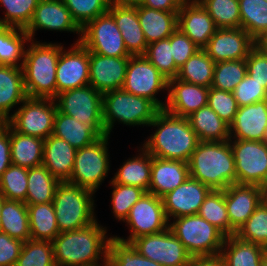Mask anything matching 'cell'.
<instances>
[{"label": "cell", "mask_w": 267, "mask_h": 266, "mask_svg": "<svg viewBox=\"0 0 267 266\" xmlns=\"http://www.w3.org/2000/svg\"><path fill=\"white\" fill-rule=\"evenodd\" d=\"M107 230L96 220L83 228L60 233L52 241L55 265L93 266L106 260L113 236Z\"/></svg>", "instance_id": "1"}, {"label": "cell", "mask_w": 267, "mask_h": 266, "mask_svg": "<svg viewBox=\"0 0 267 266\" xmlns=\"http://www.w3.org/2000/svg\"><path fill=\"white\" fill-rule=\"evenodd\" d=\"M151 126L156 131L141 144L150 155L189 162L199 139L187 118L177 117L161 109L148 125Z\"/></svg>", "instance_id": "2"}, {"label": "cell", "mask_w": 267, "mask_h": 266, "mask_svg": "<svg viewBox=\"0 0 267 266\" xmlns=\"http://www.w3.org/2000/svg\"><path fill=\"white\" fill-rule=\"evenodd\" d=\"M189 176L209 186L224 190L236 184V169L230 141H199L188 162Z\"/></svg>", "instance_id": "3"}, {"label": "cell", "mask_w": 267, "mask_h": 266, "mask_svg": "<svg viewBox=\"0 0 267 266\" xmlns=\"http://www.w3.org/2000/svg\"><path fill=\"white\" fill-rule=\"evenodd\" d=\"M62 43L29 40L22 65L27 97L56 98V68Z\"/></svg>", "instance_id": "4"}, {"label": "cell", "mask_w": 267, "mask_h": 266, "mask_svg": "<svg viewBox=\"0 0 267 266\" xmlns=\"http://www.w3.org/2000/svg\"><path fill=\"white\" fill-rule=\"evenodd\" d=\"M102 110L105 131L111 135L117 122L129 127H148L161 109L146 97L119 89L103 94Z\"/></svg>", "instance_id": "5"}, {"label": "cell", "mask_w": 267, "mask_h": 266, "mask_svg": "<svg viewBox=\"0 0 267 266\" xmlns=\"http://www.w3.org/2000/svg\"><path fill=\"white\" fill-rule=\"evenodd\" d=\"M94 196V192L67 181L57 185L52 203L60 233L83 228L98 220Z\"/></svg>", "instance_id": "6"}, {"label": "cell", "mask_w": 267, "mask_h": 266, "mask_svg": "<svg viewBox=\"0 0 267 266\" xmlns=\"http://www.w3.org/2000/svg\"><path fill=\"white\" fill-rule=\"evenodd\" d=\"M172 221L169 222V228L192 257L221 253L226 236L200 215L181 216Z\"/></svg>", "instance_id": "7"}, {"label": "cell", "mask_w": 267, "mask_h": 266, "mask_svg": "<svg viewBox=\"0 0 267 266\" xmlns=\"http://www.w3.org/2000/svg\"><path fill=\"white\" fill-rule=\"evenodd\" d=\"M110 135L100 136L92 144L76 150L70 184L94 193L110 173L109 139Z\"/></svg>", "instance_id": "8"}, {"label": "cell", "mask_w": 267, "mask_h": 266, "mask_svg": "<svg viewBox=\"0 0 267 266\" xmlns=\"http://www.w3.org/2000/svg\"><path fill=\"white\" fill-rule=\"evenodd\" d=\"M56 112L54 99L27 97L5 122L20 134L45 140L53 134Z\"/></svg>", "instance_id": "9"}, {"label": "cell", "mask_w": 267, "mask_h": 266, "mask_svg": "<svg viewBox=\"0 0 267 266\" xmlns=\"http://www.w3.org/2000/svg\"><path fill=\"white\" fill-rule=\"evenodd\" d=\"M57 109L90 126L99 136L106 135L103 123V94L87 85L64 91L54 99Z\"/></svg>", "instance_id": "10"}, {"label": "cell", "mask_w": 267, "mask_h": 266, "mask_svg": "<svg viewBox=\"0 0 267 266\" xmlns=\"http://www.w3.org/2000/svg\"><path fill=\"white\" fill-rule=\"evenodd\" d=\"M233 152L236 183L267 185V141L230 139Z\"/></svg>", "instance_id": "11"}, {"label": "cell", "mask_w": 267, "mask_h": 266, "mask_svg": "<svg viewBox=\"0 0 267 266\" xmlns=\"http://www.w3.org/2000/svg\"><path fill=\"white\" fill-rule=\"evenodd\" d=\"M122 89L136 96L153 101L160 109L165 102L156 96L159 92L168 93V79L143 55L130 56Z\"/></svg>", "instance_id": "12"}, {"label": "cell", "mask_w": 267, "mask_h": 266, "mask_svg": "<svg viewBox=\"0 0 267 266\" xmlns=\"http://www.w3.org/2000/svg\"><path fill=\"white\" fill-rule=\"evenodd\" d=\"M124 222L130 232L127 239L113 236L129 243L137 237L160 233L169 228L162 198L148 192L133 205Z\"/></svg>", "instance_id": "13"}, {"label": "cell", "mask_w": 267, "mask_h": 266, "mask_svg": "<svg viewBox=\"0 0 267 266\" xmlns=\"http://www.w3.org/2000/svg\"><path fill=\"white\" fill-rule=\"evenodd\" d=\"M80 42L88 51L108 57H130L113 16L106 12L81 29Z\"/></svg>", "instance_id": "14"}, {"label": "cell", "mask_w": 267, "mask_h": 266, "mask_svg": "<svg viewBox=\"0 0 267 266\" xmlns=\"http://www.w3.org/2000/svg\"><path fill=\"white\" fill-rule=\"evenodd\" d=\"M131 244L148 259L162 266H188L192 256L170 228L135 238Z\"/></svg>", "instance_id": "15"}, {"label": "cell", "mask_w": 267, "mask_h": 266, "mask_svg": "<svg viewBox=\"0 0 267 266\" xmlns=\"http://www.w3.org/2000/svg\"><path fill=\"white\" fill-rule=\"evenodd\" d=\"M62 45L56 68V97L58 94L89 85V51L81 43Z\"/></svg>", "instance_id": "16"}, {"label": "cell", "mask_w": 267, "mask_h": 266, "mask_svg": "<svg viewBox=\"0 0 267 266\" xmlns=\"http://www.w3.org/2000/svg\"><path fill=\"white\" fill-rule=\"evenodd\" d=\"M59 31L76 33L78 39L74 43H79L81 40V28L73 20L70 11L61 0H40L33 18L25 29L31 40L36 36V31Z\"/></svg>", "instance_id": "17"}, {"label": "cell", "mask_w": 267, "mask_h": 266, "mask_svg": "<svg viewBox=\"0 0 267 266\" xmlns=\"http://www.w3.org/2000/svg\"><path fill=\"white\" fill-rule=\"evenodd\" d=\"M253 47V38L244 29L218 28L203 49L217 63L246 59Z\"/></svg>", "instance_id": "18"}, {"label": "cell", "mask_w": 267, "mask_h": 266, "mask_svg": "<svg viewBox=\"0 0 267 266\" xmlns=\"http://www.w3.org/2000/svg\"><path fill=\"white\" fill-rule=\"evenodd\" d=\"M211 190L209 186L189 176L180 186L162 197L168 221L197 214Z\"/></svg>", "instance_id": "19"}, {"label": "cell", "mask_w": 267, "mask_h": 266, "mask_svg": "<svg viewBox=\"0 0 267 266\" xmlns=\"http://www.w3.org/2000/svg\"><path fill=\"white\" fill-rule=\"evenodd\" d=\"M209 88L187 83L177 78L168 80L164 110L177 117L187 118L208 105Z\"/></svg>", "instance_id": "20"}, {"label": "cell", "mask_w": 267, "mask_h": 266, "mask_svg": "<svg viewBox=\"0 0 267 266\" xmlns=\"http://www.w3.org/2000/svg\"><path fill=\"white\" fill-rule=\"evenodd\" d=\"M129 57H108L89 51V85L104 94L122 89Z\"/></svg>", "instance_id": "21"}, {"label": "cell", "mask_w": 267, "mask_h": 266, "mask_svg": "<svg viewBox=\"0 0 267 266\" xmlns=\"http://www.w3.org/2000/svg\"><path fill=\"white\" fill-rule=\"evenodd\" d=\"M177 28L203 49L218 29L198 0H186L178 12Z\"/></svg>", "instance_id": "22"}, {"label": "cell", "mask_w": 267, "mask_h": 266, "mask_svg": "<svg viewBox=\"0 0 267 266\" xmlns=\"http://www.w3.org/2000/svg\"><path fill=\"white\" fill-rule=\"evenodd\" d=\"M263 201V187L248 184H231L225 189V204L231 227L238 229Z\"/></svg>", "instance_id": "23"}, {"label": "cell", "mask_w": 267, "mask_h": 266, "mask_svg": "<svg viewBox=\"0 0 267 266\" xmlns=\"http://www.w3.org/2000/svg\"><path fill=\"white\" fill-rule=\"evenodd\" d=\"M229 129L230 139L267 141V99L239 107Z\"/></svg>", "instance_id": "24"}, {"label": "cell", "mask_w": 267, "mask_h": 266, "mask_svg": "<svg viewBox=\"0 0 267 266\" xmlns=\"http://www.w3.org/2000/svg\"><path fill=\"white\" fill-rule=\"evenodd\" d=\"M188 177L189 165L187 162L152 156L148 193L162 198L168 192L180 186Z\"/></svg>", "instance_id": "25"}, {"label": "cell", "mask_w": 267, "mask_h": 266, "mask_svg": "<svg viewBox=\"0 0 267 266\" xmlns=\"http://www.w3.org/2000/svg\"><path fill=\"white\" fill-rule=\"evenodd\" d=\"M108 12L122 34L127 52L131 56L143 55L148 44L139 23L137 6L111 3Z\"/></svg>", "instance_id": "26"}, {"label": "cell", "mask_w": 267, "mask_h": 266, "mask_svg": "<svg viewBox=\"0 0 267 266\" xmlns=\"http://www.w3.org/2000/svg\"><path fill=\"white\" fill-rule=\"evenodd\" d=\"M75 154L76 149L67 141L50 135L44 140L42 165L60 182L68 181L72 175Z\"/></svg>", "instance_id": "27"}, {"label": "cell", "mask_w": 267, "mask_h": 266, "mask_svg": "<svg viewBox=\"0 0 267 266\" xmlns=\"http://www.w3.org/2000/svg\"><path fill=\"white\" fill-rule=\"evenodd\" d=\"M26 98L22 67L0 65V122H5Z\"/></svg>", "instance_id": "28"}, {"label": "cell", "mask_w": 267, "mask_h": 266, "mask_svg": "<svg viewBox=\"0 0 267 266\" xmlns=\"http://www.w3.org/2000/svg\"><path fill=\"white\" fill-rule=\"evenodd\" d=\"M179 11H162L137 5L140 26L147 44L169 38L177 29Z\"/></svg>", "instance_id": "29"}, {"label": "cell", "mask_w": 267, "mask_h": 266, "mask_svg": "<svg viewBox=\"0 0 267 266\" xmlns=\"http://www.w3.org/2000/svg\"><path fill=\"white\" fill-rule=\"evenodd\" d=\"M138 154L123 162L111 178L117 184L137 186L148 192L151 180L152 155L142 146ZM140 148V149H139Z\"/></svg>", "instance_id": "30"}, {"label": "cell", "mask_w": 267, "mask_h": 266, "mask_svg": "<svg viewBox=\"0 0 267 266\" xmlns=\"http://www.w3.org/2000/svg\"><path fill=\"white\" fill-rule=\"evenodd\" d=\"M199 141L230 140L229 125L225 123L208 105L201 107L187 117Z\"/></svg>", "instance_id": "31"}, {"label": "cell", "mask_w": 267, "mask_h": 266, "mask_svg": "<svg viewBox=\"0 0 267 266\" xmlns=\"http://www.w3.org/2000/svg\"><path fill=\"white\" fill-rule=\"evenodd\" d=\"M10 144L12 164L27 169L42 165L43 139L20 134L10 127Z\"/></svg>", "instance_id": "32"}, {"label": "cell", "mask_w": 267, "mask_h": 266, "mask_svg": "<svg viewBox=\"0 0 267 266\" xmlns=\"http://www.w3.org/2000/svg\"><path fill=\"white\" fill-rule=\"evenodd\" d=\"M52 135L67 141L76 150L92 144L100 137L90 126L61 113L58 109Z\"/></svg>", "instance_id": "33"}, {"label": "cell", "mask_w": 267, "mask_h": 266, "mask_svg": "<svg viewBox=\"0 0 267 266\" xmlns=\"http://www.w3.org/2000/svg\"><path fill=\"white\" fill-rule=\"evenodd\" d=\"M264 251V247L233 235L225 238L220 255L226 266H261Z\"/></svg>", "instance_id": "34"}, {"label": "cell", "mask_w": 267, "mask_h": 266, "mask_svg": "<svg viewBox=\"0 0 267 266\" xmlns=\"http://www.w3.org/2000/svg\"><path fill=\"white\" fill-rule=\"evenodd\" d=\"M30 239L52 242L59 234L52 202L27 205Z\"/></svg>", "instance_id": "35"}, {"label": "cell", "mask_w": 267, "mask_h": 266, "mask_svg": "<svg viewBox=\"0 0 267 266\" xmlns=\"http://www.w3.org/2000/svg\"><path fill=\"white\" fill-rule=\"evenodd\" d=\"M29 40L25 29L0 25V65L22 67Z\"/></svg>", "instance_id": "36"}, {"label": "cell", "mask_w": 267, "mask_h": 266, "mask_svg": "<svg viewBox=\"0 0 267 266\" xmlns=\"http://www.w3.org/2000/svg\"><path fill=\"white\" fill-rule=\"evenodd\" d=\"M1 232L23 242L30 240L29 213L25 202L5 200L1 209Z\"/></svg>", "instance_id": "37"}, {"label": "cell", "mask_w": 267, "mask_h": 266, "mask_svg": "<svg viewBox=\"0 0 267 266\" xmlns=\"http://www.w3.org/2000/svg\"><path fill=\"white\" fill-rule=\"evenodd\" d=\"M27 196L25 203L41 204L53 202L60 181L43 165L28 169Z\"/></svg>", "instance_id": "38"}, {"label": "cell", "mask_w": 267, "mask_h": 266, "mask_svg": "<svg viewBox=\"0 0 267 266\" xmlns=\"http://www.w3.org/2000/svg\"><path fill=\"white\" fill-rule=\"evenodd\" d=\"M215 64L205 50L200 49L179 68L176 78L187 83L210 88Z\"/></svg>", "instance_id": "39"}, {"label": "cell", "mask_w": 267, "mask_h": 266, "mask_svg": "<svg viewBox=\"0 0 267 266\" xmlns=\"http://www.w3.org/2000/svg\"><path fill=\"white\" fill-rule=\"evenodd\" d=\"M197 214L219 229L226 237L236 235L227 213L225 189L211 190Z\"/></svg>", "instance_id": "40"}, {"label": "cell", "mask_w": 267, "mask_h": 266, "mask_svg": "<svg viewBox=\"0 0 267 266\" xmlns=\"http://www.w3.org/2000/svg\"><path fill=\"white\" fill-rule=\"evenodd\" d=\"M240 8L241 28L253 39L267 30V1L238 0Z\"/></svg>", "instance_id": "41"}, {"label": "cell", "mask_w": 267, "mask_h": 266, "mask_svg": "<svg viewBox=\"0 0 267 266\" xmlns=\"http://www.w3.org/2000/svg\"><path fill=\"white\" fill-rule=\"evenodd\" d=\"M40 0H0V8L5 10L0 16V25L26 29Z\"/></svg>", "instance_id": "42"}, {"label": "cell", "mask_w": 267, "mask_h": 266, "mask_svg": "<svg viewBox=\"0 0 267 266\" xmlns=\"http://www.w3.org/2000/svg\"><path fill=\"white\" fill-rule=\"evenodd\" d=\"M217 28H241L238 0H198Z\"/></svg>", "instance_id": "43"}, {"label": "cell", "mask_w": 267, "mask_h": 266, "mask_svg": "<svg viewBox=\"0 0 267 266\" xmlns=\"http://www.w3.org/2000/svg\"><path fill=\"white\" fill-rule=\"evenodd\" d=\"M109 184L112 186L111 212L116 220L124 223L133 205L146 191L137 186L117 184L112 179Z\"/></svg>", "instance_id": "44"}, {"label": "cell", "mask_w": 267, "mask_h": 266, "mask_svg": "<svg viewBox=\"0 0 267 266\" xmlns=\"http://www.w3.org/2000/svg\"><path fill=\"white\" fill-rule=\"evenodd\" d=\"M247 74L246 60H228L215 64L211 87L233 92Z\"/></svg>", "instance_id": "45"}, {"label": "cell", "mask_w": 267, "mask_h": 266, "mask_svg": "<svg viewBox=\"0 0 267 266\" xmlns=\"http://www.w3.org/2000/svg\"><path fill=\"white\" fill-rule=\"evenodd\" d=\"M143 56L168 80L177 77L179 68L172 56L171 36L148 44Z\"/></svg>", "instance_id": "46"}, {"label": "cell", "mask_w": 267, "mask_h": 266, "mask_svg": "<svg viewBox=\"0 0 267 266\" xmlns=\"http://www.w3.org/2000/svg\"><path fill=\"white\" fill-rule=\"evenodd\" d=\"M235 236L267 249V204L265 201L260 203L254 213L238 229Z\"/></svg>", "instance_id": "47"}, {"label": "cell", "mask_w": 267, "mask_h": 266, "mask_svg": "<svg viewBox=\"0 0 267 266\" xmlns=\"http://www.w3.org/2000/svg\"><path fill=\"white\" fill-rule=\"evenodd\" d=\"M107 258L113 266H162L141 255L131 243L114 236L109 241Z\"/></svg>", "instance_id": "48"}, {"label": "cell", "mask_w": 267, "mask_h": 266, "mask_svg": "<svg viewBox=\"0 0 267 266\" xmlns=\"http://www.w3.org/2000/svg\"><path fill=\"white\" fill-rule=\"evenodd\" d=\"M15 266H56L52 242L33 239L25 241Z\"/></svg>", "instance_id": "49"}, {"label": "cell", "mask_w": 267, "mask_h": 266, "mask_svg": "<svg viewBox=\"0 0 267 266\" xmlns=\"http://www.w3.org/2000/svg\"><path fill=\"white\" fill-rule=\"evenodd\" d=\"M28 169L11 164L0 178V191L6 200L26 201Z\"/></svg>", "instance_id": "50"}, {"label": "cell", "mask_w": 267, "mask_h": 266, "mask_svg": "<svg viewBox=\"0 0 267 266\" xmlns=\"http://www.w3.org/2000/svg\"><path fill=\"white\" fill-rule=\"evenodd\" d=\"M82 29L89 21L108 12L111 0H61Z\"/></svg>", "instance_id": "51"}, {"label": "cell", "mask_w": 267, "mask_h": 266, "mask_svg": "<svg viewBox=\"0 0 267 266\" xmlns=\"http://www.w3.org/2000/svg\"><path fill=\"white\" fill-rule=\"evenodd\" d=\"M208 106L229 126L231 125L239 106L233 92L209 88Z\"/></svg>", "instance_id": "52"}, {"label": "cell", "mask_w": 267, "mask_h": 266, "mask_svg": "<svg viewBox=\"0 0 267 266\" xmlns=\"http://www.w3.org/2000/svg\"><path fill=\"white\" fill-rule=\"evenodd\" d=\"M233 94L239 107L267 99V91L248 74L235 87Z\"/></svg>", "instance_id": "53"}, {"label": "cell", "mask_w": 267, "mask_h": 266, "mask_svg": "<svg viewBox=\"0 0 267 266\" xmlns=\"http://www.w3.org/2000/svg\"><path fill=\"white\" fill-rule=\"evenodd\" d=\"M171 47L172 56L178 68L201 49L178 28L171 35Z\"/></svg>", "instance_id": "54"}, {"label": "cell", "mask_w": 267, "mask_h": 266, "mask_svg": "<svg viewBox=\"0 0 267 266\" xmlns=\"http://www.w3.org/2000/svg\"><path fill=\"white\" fill-rule=\"evenodd\" d=\"M245 60L247 74L267 91V54L253 47Z\"/></svg>", "instance_id": "55"}, {"label": "cell", "mask_w": 267, "mask_h": 266, "mask_svg": "<svg viewBox=\"0 0 267 266\" xmlns=\"http://www.w3.org/2000/svg\"><path fill=\"white\" fill-rule=\"evenodd\" d=\"M23 243L19 239L0 232V266H15Z\"/></svg>", "instance_id": "56"}, {"label": "cell", "mask_w": 267, "mask_h": 266, "mask_svg": "<svg viewBox=\"0 0 267 266\" xmlns=\"http://www.w3.org/2000/svg\"><path fill=\"white\" fill-rule=\"evenodd\" d=\"M11 164L10 126L0 122V178Z\"/></svg>", "instance_id": "57"}, {"label": "cell", "mask_w": 267, "mask_h": 266, "mask_svg": "<svg viewBox=\"0 0 267 266\" xmlns=\"http://www.w3.org/2000/svg\"><path fill=\"white\" fill-rule=\"evenodd\" d=\"M186 0H143L142 6L162 11H179Z\"/></svg>", "instance_id": "58"}, {"label": "cell", "mask_w": 267, "mask_h": 266, "mask_svg": "<svg viewBox=\"0 0 267 266\" xmlns=\"http://www.w3.org/2000/svg\"><path fill=\"white\" fill-rule=\"evenodd\" d=\"M188 266H226V265L223 257L219 254L215 256L192 257Z\"/></svg>", "instance_id": "59"}, {"label": "cell", "mask_w": 267, "mask_h": 266, "mask_svg": "<svg viewBox=\"0 0 267 266\" xmlns=\"http://www.w3.org/2000/svg\"><path fill=\"white\" fill-rule=\"evenodd\" d=\"M254 48L259 52L267 54V30L261 32L258 36L253 39Z\"/></svg>", "instance_id": "60"}, {"label": "cell", "mask_w": 267, "mask_h": 266, "mask_svg": "<svg viewBox=\"0 0 267 266\" xmlns=\"http://www.w3.org/2000/svg\"><path fill=\"white\" fill-rule=\"evenodd\" d=\"M112 3L125 6H137L141 5L143 0H111Z\"/></svg>", "instance_id": "61"}, {"label": "cell", "mask_w": 267, "mask_h": 266, "mask_svg": "<svg viewBox=\"0 0 267 266\" xmlns=\"http://www.w3.org/2000/svg\"><path fill=\"white\" fill-rule=\"evenodd\" d=\"M6 197L4 194L0 191V232H1V209L3 207V203L5 202Z\"/></svg>", "instance_id": "62"}, {"label": "cell", "mask_w": 267, "mask_h": 266, "mask_svg": "<svg viewBox=\"0 0 267 266\" xmlns=\"http://www.w3.org/2000/svg\"><path fill=\"white\" fill-rule=\"evenodd\" d=\"M261 266H267V249H265L262 260H261Z\"/></svg>", "instance_id": "63"}, {"label": "cell", "mask_w": 267, "mask_h": 266, "mask_svg": "<svg viewBox=\"0 0 267 266\" xmlns=\"http://www.w3.org/2000/svg\"><path fill=\"white\" fill-rule=\"evenodd\" d=\"M93 266H113L112 263L108 260V258L106 260H104L103 262L93 265Z\"/></svg>", "instance_id": "64"}, {"label": "cell", "mask_w": 267, "mask_h": 266, "mask_svg": "<svg viewBox=\"0 0 267 266\" xmlns=\"http://www.w3.org/2000/svg\"><path fill=\"white\" fill-rule=\"evenodd\" d=\"M263 201L267 204V185L263 187Z\"/></svg>", "instance_id": "65"}]
</instances>
